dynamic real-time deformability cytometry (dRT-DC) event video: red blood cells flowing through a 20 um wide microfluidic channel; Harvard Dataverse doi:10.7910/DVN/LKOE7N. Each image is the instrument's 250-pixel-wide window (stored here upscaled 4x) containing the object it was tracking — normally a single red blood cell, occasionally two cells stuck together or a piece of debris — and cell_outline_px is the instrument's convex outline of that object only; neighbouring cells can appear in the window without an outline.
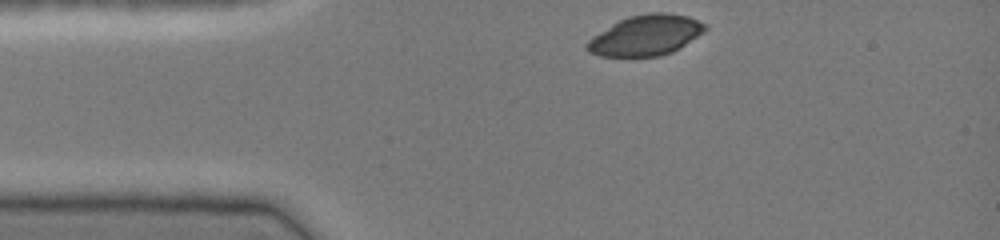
{"species": "common noctule bat (a hibernating species)", "species_latin": "Nyctalus noctula", "temperature_condition": "cold", "stored_images_in_passage": 32, "camera_frame_rate_fps": 3000, "um_per_image_px": 0.085, "animal": {"sex": "female", "body_mass_g": 19.0, "forearm_length_mm": 51.5}, "frame": {"image": 1, "passage_image": 1, "time_ms": 0.0, "image_size_px": [1000, 240], "cell_outline_px": [[708, 28], [704, 32], [680, 48], [672, 52], [660, 56], [600, 56], [588, 52], [584, 48], [584, 44], [592, 36], [612, 24], [628, 16], [648, 12], [664, 12], [688, 16], [708, 24]], "centroid_in_image_um": [54.89, 3.0], "position_along_channel_um": 30.1, "area_um2": 28.09}}
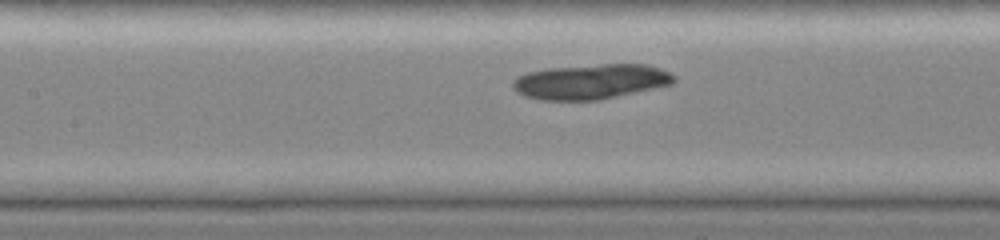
{"frame": {"image": 2, "passage_image": 13, "time_ms": 4.0, "image_size_px": [1000, 240], "cell_outline_px": [[676, 80], [672, 84], [600, 100], [540, 100], [524, 96], [516, 92], [512, 88], [512, 80], [516, 76], [528, 72], [548, 68], [600, 64], [648, 64], [672, 72], [676, 76]], "centroid_in_image_um": [50.21, 6.93], "position_along_channel_um": 157.2, "area_um2": 33.23}}
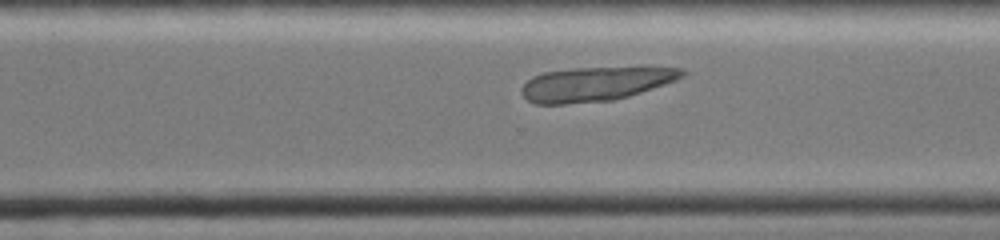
{"frame": {"image": 3, "passage_image": 25, "time_ms": 8.0, "image_size_px": [1000, 240], "cell_outline_px": [[684, 76], [676, 80], [628, 96], [612, 100], [564, 104], [536, 104], [528, 100], [520, 92], [520, 88], [532, 76], [544, 72], [572, 68], [640, 64], [648, 64], [684, 68]], "centroid_in_image_um": [50.71, 7.07], "position_along_channel_um": 319.9, "area_um2": 33.23}}